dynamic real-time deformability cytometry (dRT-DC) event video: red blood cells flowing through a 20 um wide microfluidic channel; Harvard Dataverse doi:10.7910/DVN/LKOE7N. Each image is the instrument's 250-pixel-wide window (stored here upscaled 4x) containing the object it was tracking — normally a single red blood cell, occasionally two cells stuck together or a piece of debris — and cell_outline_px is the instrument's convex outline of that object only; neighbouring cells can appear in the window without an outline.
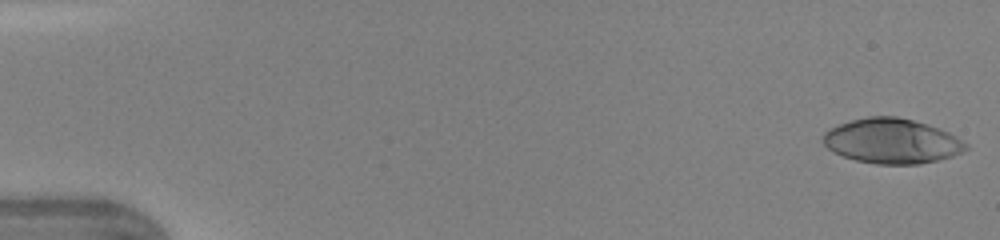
{"species": "human", "species_latin": "Homo sapiens", "temperature_condition": "warm", "stored_images_in_passage": 46, "camera_frame_rate_fps": 3000, "um_per_image_px": 0.085, "donor": {"sex": "female"}, "frame": {"image": 1, "passage_image": 1, "time_ms": 0.0, "image_size_px": [1000, 240], "cell_outline_px": [[968, 148], [952, 156], [920, 164], [876, 164], [856, 160], [844, 156], [828, 148], [824, 144], [824, 132], [840, 124], [852, 120], [868, 116], [896, 116], [928, 124], [948, 132], [956, 136], [968, 144]], "centroid_in_image_um": [75.83, 11.99], "position_along_channel_um": 9.2, "area_um2": 36.99}}
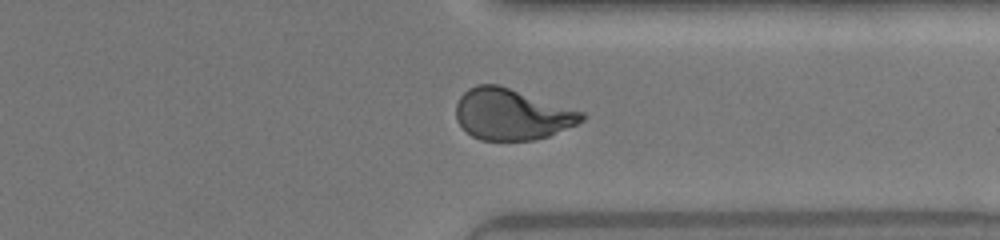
{"frame": {"image": 2, "passage_image": 36, "time_ms": 11.667, "image_size_px": [1000, 240], "cell_outline_px": [[588, 116], [584, 120], [576, 124], [548, 136], [536, 140], [480, 140], [472, 136], [456, 120], [456, 104], [460, 96], [468, 88], [476, 84], [500, 84], [584, 112]], "centroid_in_image_um": [43.5, 9.7], "position_along_channel_um": 367.9, "area_um2": 37.63}}
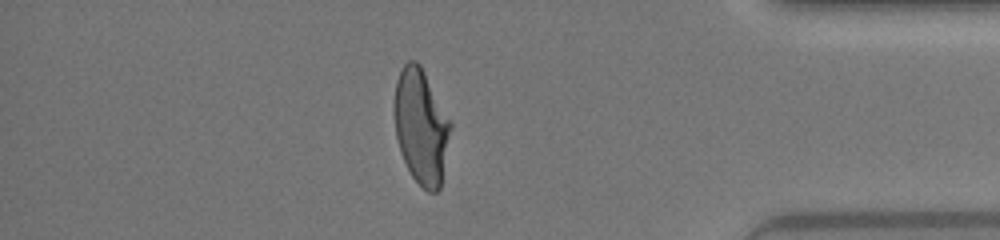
{"frame": {"image": 3, "passage_image": 40, "time_ms": 13.0, "image_size_px": [1000, 240], "cell_outline_px": [[452, 128], [440, 188], [436, 192], [428, 192], [412, 176], [400, 152], [396, 136], [392, 104], [396, 80], [404, 64], [408, 60], [416, 60], [420, 64], [452, 124]], "centroid_in_image_um": [35.77, 10.73], "position_along_channel_um": 399.4, "area_um2": 37.8}, "authors_computed_cell_mechanics": {"area_um2": 37.5989, "velocity_mm_per_s": 4.3908, "shape_relaxation_time_tau1_ms": 4.9925, "shape_relaxation_time_tau2_ms": 0.8934, "deformation_change_tau1": 0.2367, "deformation_change_tau2": 0.0729}}